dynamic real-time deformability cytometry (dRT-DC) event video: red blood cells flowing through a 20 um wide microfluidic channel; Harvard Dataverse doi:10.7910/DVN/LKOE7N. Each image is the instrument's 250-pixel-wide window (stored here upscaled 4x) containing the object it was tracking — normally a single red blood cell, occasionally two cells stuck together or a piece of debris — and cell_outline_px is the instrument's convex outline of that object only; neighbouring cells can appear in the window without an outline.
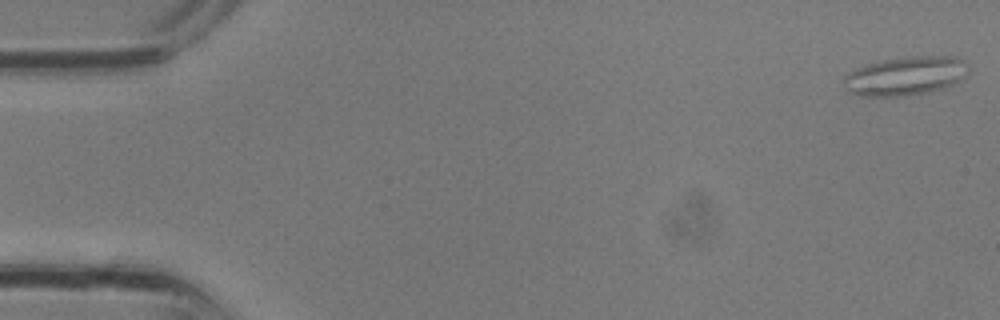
{"species": "common noctule bat (a hibernating species)", "species_latin": "Nyctalus noctula", "temperature_condition": "room temperature", "stored_images_in_passage": 4, "camera_frame_rate_fps": 3000, "um_per_image_px": 0.085, "animal": {"sex": "male", "body_mass_g": 13.3}, "frame": {"image": 1, "passage_image": 1, "time_ms": 0.0, "image_size_px": [1000, 320], "cell_outline_px": [[968, 72], [960, 80], [944, 88], [924, 92], [896, 96], [860, 96], [848, 92], [840, 80], [848, 72], [856, 68], [868, 64], [884, 60], [908, 56], [956, 56], [968, 60]], "centroid_in_image_um": [76.95, 6.44], "position_along_channel_um": 8.0, "area_um2": 28.38}}